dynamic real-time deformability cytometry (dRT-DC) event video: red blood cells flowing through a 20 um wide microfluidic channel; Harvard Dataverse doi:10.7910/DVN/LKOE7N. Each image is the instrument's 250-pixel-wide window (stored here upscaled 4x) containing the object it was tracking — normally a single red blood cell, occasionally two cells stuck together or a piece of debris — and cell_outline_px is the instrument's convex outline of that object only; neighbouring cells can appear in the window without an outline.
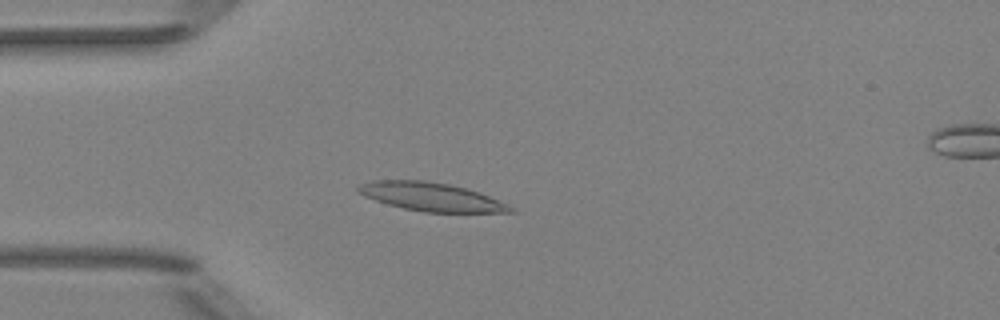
{"species": "Egyptian fruit bat (a non-hibernating species)", "species_latin": "Rousettus aegyptiacus", "temperature_condition": "room temperature", "stored_images_in_passage": 5, "camera_frame_rate_fps": 3000, "um_per_image_px": 0.085, "animal": {"sex": "female"}, "frame": {"image": 1, "passage_image": 4, "time_ms": 4.333, "image_size_px": [1000, 320], "cell_outline_px": [[516, 212], [424, 212], [404, 208], [388, 204], [364, 196], [356, 192], [356, 188], [360, 184], [372, 180], [424, 180], [448, 184], [480, 192], [508, 204], [516, 208]], "centroid_in_image_um": [36.65, 16.73], "position_along_channel_um": 48.3, "area_um2": 25.2}}